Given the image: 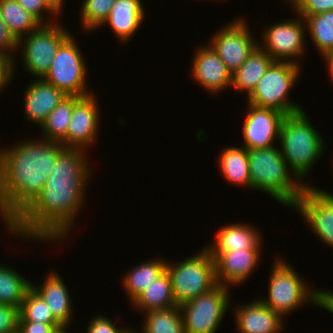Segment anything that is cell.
<instances>
[{
	"label": "cell",
	"instance_id": "6da1fadb",
	"mask_svg": "<svg viewBox=\"0 0 333 333\" xmlns=\"http://www.w3.org/2000/svg\"><path fill=\"white\" fill-rule=\"evenodd\" d=\"M85 152L81 148H64L59 153L40 194L7 227L8 233L24 241L30 238L45 243L69 237L84 207L91 177Z\"/></svg>",
	"mask_w": 333,
	"mask_h": 333
},
{
	"label": "cell",
	"instance_id": "7a4b0ae2",
	"mask_svg": "<svg viewBox=\"0 0 333 333\" xmlns=\"http://www.w3.org/2000/svg\"><path fill=\"white\" fill-rule=\"evenodd\" d=\"M16 144L0 148V216L5 228L40 194L65 148L60 142L43 138Z\"/></svg>",
	"mask_w": 333,
	"mask_h": 333
},
{
	"label": "cell",
	"instance_id": "3957f363",
	"mask_svg": "<svg viewBox=\"0 0 333 333\" xmlns=\"http://www.w3.org/2000/svg\"><path fill=\"white\" fill-rule=\"evenodd\" d=\"M251 189L269 194L279 205L292 208L305 189L291 172L280 147L248 150Z\"/></svg>",
	"mask_w": 333,
	"mask_h": 333
},
{
	"label": "cell",
	"instance_id": "277c9868",
	"mask_svg": "<svg viewBox=\"0 0 333 333\" xmlns=\"http://www.w3.org/2000/svg\"><path fill=\"white\" fill-rule=\"evenodd\" d=\"M305 110L286 115L280 129L279 146L291 172L305 186L317 160L325 150V140L312 126Z\"/></svg>",
	"mask_w": 333,
	"mask_h": 333
},
{
	"label": "cell",
	"instance_id": "5b68a950",
	"mask_svg": "<svg viewBox=\"0 0 333 333\" xmlns=\"http://www.w3.org/2000/svg\"><path fill=\"white\" fill-rule=\"evenodd\" d=\"M285 260L280 256L274 260L268 284V297H261L260 300L283 318L306 303L327 311L328 290L311 289L308 282Z\"/></svg>",
	"mask_w": 333,
	"mask_h": 333
},
{
	"label": "cell",
	"instance_id": "8992f818",
	"mask_svg": "<svg viewBox=\"0 0 333 333\" xmlns=\"http://www.w3.org/2000/svg\"><path fill=\"white\" fill-rule=\"evenodd\" d=\"M198 252L176 264L166 261V271L179 307L218 285L215 260L205 246Z\"/></svg>",
	"mask_w": 333,
	"mask_h": 333
},
{
	"label": "cell",
	"instance_id": "52a82bcc",
	"mask_svg": "<svg viewBox=\"0 0 333 333\" xmlns=\"http://www.w3.org/2000/svg\"><path fill=\"white\" fill-rule=\"evenodd\" d=\"M301 68L303 67L294 63L274 61L247 97V103L274 109L286 115L304 110L288 97L299 80V75H302Z\"/></svg>",
	"mask_w": 333,
	"mask_h": 333
},
{
	"label": "cell",
	"instance_id": "ba28073f",
	"mask_svg": "<svg viewBox=\"0 0 333 333\" xmlns=\"http://www.w3.org/2000/svg\"><path fill=\"white\" fill-rule=\"evenodd\" d=\"M61 23L42 24L18 40L22 66L34 79H42L52 63L59 46L71 35Z\"/></svg>",
	"mask_w": 333,
	"mask_h": 333
},
{
	"label": "cell",
	"instance_id": "9c48e42d",
	"mask_svg": "<svg viewBox=\"0 0 333 333\" xmlns=\"http://www.w3.org/2000/svg\"><path fill=\"white\" fill-rule=\"evenodd\" d=\"M73 35H70L58 48L44 81L62 90L66 95L87 96V66Z\"/></svg>",
	"mask_w": 333,
	"mask_h": 333
},
{
	"label": "cell",
	"instance_id": "30bf717a",
	"mask_svg": "<svg viewBox=\"0 0 333 333\" xmlns=\"http://www.w3.org/2000/svg\"><path fill=\"white\" fill-rule=\"evenodd\" d=\"M230 291L218 284L180 306L185 333H216L225 314L230 309Z\"/></svg>",
	"mask_w": 333,
	"mask_h": 333
},
{
	"label": "cell",
	"instance_id": "8fae6325",
	"mask_svg": "<svg viewBox=\"0 0 333 333\" xmlns=\"http://www.w3.org/2000/svg\"><path fill=\"white\" fill-rule=\"evenodd\" d=\"M296 19L269 25L262 33L263 42L258 44L274 61L300 65L306 52L305 19L296 14ZM293 59V60H292Z\"/></svg>",
	"mask_w": 333,
	"mask_h": 333
},
{
	"label": "cell",
	"instance_id": "7c38bea8",
	"mask_svg": "<svg viewBox=\"0 0 333 333\" xmlns=\"http://www.w3.org/2000/svg\"><path fill=\"white\" fill-rule=\"evenodd\" d=\"M250 29L248 21H245L244 17H238L216 31L207 43L232 73L246 61L259 44L251 35Z\"/></svg>",
	"mask_w": 333,
	"mask_h": 333
},
{
	"label": "cell",
	"instance_id": "4fadbf2b",
	"mask_svg": "<svg viewBox=\"0 0 333 333\" xmlns=\"http://www.w3.org/2000/svg\"><path fill=\"white\" fill-rule=\"evenodd\" d=\"M297 211L322 243L333 249V194L314 186H305L291 208Z\"/></svg>",
	"mask_w": 333,
	"mask_h": 333
},
{
	"label": "cell",
	"instance_id": "5bb4252c",
	"mask_svg": "<svg viewBox=\"0 0 333 333\" xmlns=\"http://www.w3.org/2000/svg\"><path fill=\"white\" fill-rule=\"evenodd\" d=\"M96 98L94 93L83 97L74 96V108L66 133V148L86 150L96 143L101 123Z\"/></svg>",
	"mask_w": 333,
	"mask_h": 333
},
{
	"label": "cell",
	"instance_id": "9a60e30c",
	"mask_svg": "<svg viewBox=\"0 0 333 333\" xmlns=\"http://www.w3.org/2000/svg\"><path fill=\"white\" fill-rule=\"evenodd\" d=\"M245 121L242 128V143L247 150L270 148L275 146V140L279 141L280 129L286 114L274 109L246 105Z\"/></svg>",
	"mask_w": 333,
	"mask_h": 333
},
{
	"label": "cell",
	"instance_id": "2e32d148",
	"mask_svg": "<svg viewBox=\"0 0 333 333\" xmlns=\"http://www.w3.org/2000/svg\"><path fill=\"white\" fill-rule=\"evenodd\" d=\"M191 64V78L211 94L222 92L232 85V72L208 44L199 46Z\"/></svg>",
	"mask_w": 333,
	"mask_h": 333
},
{
	"label": "cell",
	"instance_id": "e0dca14e",
	"mask_svg": "<svg viewBox=\"0 0 333 333\" xmlns=\"http://www.w3.org/2000/svg\"><path fill=\"white\" fill-rule=\"evenodd\" d=\"M215 260L216 280L226 287L244 284L261 260V249L210 253ZM235 284V285H234Z\"/></svg>",
	"mask_w": 333,
	"mask_h": 333
},
{
	"label": "cell",
	"instance_id": "ac0fdd59",
	"mask_svg": "<svg viewBox=\"0 0 333 333\" xmlns=\"http://www.w3.org/2000/svg\"><path fill=\"white\" fill-rule=\"evenodd\" d=\"M238 305L233 313L237 333H281L284 330L285 319L268 308L260 298L247 305Z\"/></svg>",
	"mask_w": 333,
	"mask_h": 333
},
{
	"label": "cell",
	"instance_id": "d6986e66",
	"mask_svg": "<svg viewBox=\"0 0 333 333\" xmlns=\"http://www.w3.org/2000/svg\"><path fill=\"white\" fill-rule=\"evenodd\" d=\"M24 90V114L26 121L39 127L47 116L67 95L43 79L30 81Z\"/></svg>",
	"mask_w": 333,
	"mask_h": 333
},
{
	"label": "cell",
	"instance_id": "ffe728a7",
	"mask_svg": "<svg viewBox=\"0 0 333 333\" xmlns=\"http://www.w3.org/2000/svg\"><path fill=\"white\" fill-rule=\"evenodd\" d=\"M44 282L38 286L31 283V287L45 300L52 312L54 319L62 326L69 327L73 321V303L69 289L64 283L62 277L54 271L47 274Z\"/></svg>",
	"mask_w": 333,
	"mask_h": 333
},
{
	"label": "cell",
	"instance_id": "44dd1931",
	"mask_svg": "<svg viewBox=\"0 0 333 333\" xmlns=\"http://www.w3.org/2000/svg\"><path fill=\"white\" fill-rule=\"evenodd\" d=\"M144 4L141 0H116L107 19L99 27L108 25L116 39L127 43L144 21ZM106 24V25H105Z\"/></svg>",
	"mask_w": 333,
	"mask_h": 333
},
{
	"label": "cell",
	"instance_id": "7402d4cb",
	"mask_svg": "<svg viewBox=\"0 0 333 333\" xmlns=\"http://www.w3.org/2000/svg\"><path fill=\"white\" fill-rule=\"evenodd\" d=\"M257 228L248 224H229L217 229L215 241L205 248L209 253H223L233 250L261 249L262 237Z\"/></svg>",
	"mask_w": 333,
	"mask_h": 333
},
{
	"label": "cell",
	"instance_id": "603a6c76",
	"mask_svg": "<svg viewBox=\"0 0 333 333\" xmlns=\"http://www.w3.org/2000/svg\"><path fill=\"white\" fill-rule=\"evenodd\" d=\"M273 62L270 55L257 45L246 61L232 73L231 87L245 92L248 97Z\"/></svg>",
	"mask_w": 333,
	"mask_h": 333
},
{
	"label": "cell",
	"instance_id": "cb8c5ba5",
	"mask_svg": "<svg viewBox=\"0 0 333 333\" xmlns=\"http://www.w3.org/2000/svg\"><path fill=\"white\" fill-rule=\"evenodd\" d=\"M218 168L230 184L251 189L248 150L244 146H227L219 152Z\"/></svg>",
	"mask_w": 333,
	"mask_h": 333
},
{
	"label": "cell",
	"instance_id": "d4e9b609",
	"mask_svg": "<svg viewBox=\"0 0 333 333\" xmlns=\"http://www.w3.org/2000/svg\"><path fill=\"white\" fill-rule=\"evenodd\" d=\"M141 314L152 310H164L177 306L172 290L171 279L165 270L138 297L130 303Z\"/></svg>",
	"mask_w": 333,
	"mask_h": 333
},
{
	"label": "cell",
	"instance_id": "484cf974",
	"mask_svg": "<svg viewBox=\"0 0 333 333\" xmlns=\"http://www.w3.org/2000/svg\"><path fill=\"white\" fill-rule=\"evenodd\" d=\"M165 270L166 261L163 258H153L125 272L121 281L129 302L132 303Z\"/></svg>",
	"mask_w": 333,
	"mask_h": 333
},
{
	"label": "cell",
	"instance_id": "4316f807",
	"mask_svg": "<svg viewBox=\"0 0 333 333\" xmlns=\"http://www.w3.org/2000/svg\"><path fill=\"white\" fill-rule=\"evenodd\" d=\"M74 108V95H67L40 126L42 138L60 142L66 148V133Z\"/></svg>",
	"mask_w": 333,
	"mask_h": 333
},
{
	"label": "cell",
	"instance_id": "83f0119b",
	"mask_svg": "<svg viewBox=\"0 0 333 333\" xmlns=\"http://www.w3.org/2000/svg\"><path fill=\"white\" fill-rule=\"evenodd\" d=\"M0 14L17 40L27 36L42 25L17 0H0Z\"/></svg>",
	"mask_w": 333,
	"mask_h": 333
},
{
	"label": "cell",
	"instance_id": "f1b7e54d",
	"mask_svg": "<svg viewBox=\"0 0 333 333\" xmlns=\"http://www.w3.org/2000/svg\"><path fill=\"white\" fill-rule=\"evenodd\" d=\"M5 264L0 265V304L20 308L32 281Z\"/></svg>",
	"mask_w": 333,
	"mask_h": 333
},
{
	"label": "cell",
	"instance_id": "f546056e",
	"mask_svg": "<svg viewBox=\"0 0 333 333\" xmlns=\"http://www.w3.org/2000/svg\"><path fill=\"white\" fill-rule=\"evenodd\" d=\"M141 333H185L182 312L179 306L164 310L147 311Z\"/></svg>",
	"mask_w": 333,
	"mask_h": 333
},
{
	"label": "cell",
	"instance_id": "4dcf8cb0",
	"mask_svg": "<svg viewBox=\"0 0 333 333\" xmlns=\"http://www.w3.org/2000/svg\"><path fill=\"white\" fill-rule=\"evenodd\" d=\"M300 16L305 19L307 34L322 57L333 47V11Z\"/></svg>",
	"mask_w": 333,
	"mask_h": 333
},
{
	"label": "cell",
	"instance_id": "1f68e13d",
	"mask_svg": "<svg viewBox=\"0 0 333 333\" xmlns=\"http://www.w3.org/2000/svg\"><path fill=\"white\" fill-rule=\"evenodd\" d=\"M19 322L59 324L45 300L31 287L19 308Z\"/></svg>",
	"mask_w": 333,
	"mask_h": 333
},
{
	"label": "cell",
	"instance_id": "d6a6232c",
	"mask_svg": "<svg viewBox=\"0 0 333 333\" xmlns=\"http://www.w3.org/2000/svg\"><path fill=\"white\" fill-rule=\"evenodd\" d=\"M116 0H85L80 11L81 31H95L107 19Z\"/></svg>",
	"mask_w": 333,
	"mask_h": 333
},
{
	"label": "cell",
	"instance_id": "836d02e7",
	"mask_svg": "<svg viewBox=\"0 0 333 333\" xmlns=\"http://www.w3.org/2000/svg\"><path fill=\"white\" fill-rule=\"evenodd\" d=\"M18 3L29 13L35 16L42 24H52L55 22H59L58 19L60 15L47 0H17ZM44 13H49L54 19L43 18L46 15ZM45 19L47 21H45ZM53 20V21H52ZM55 20V21H54Z\"/></svg>",
	"mask_w": 333,
	"mask_h": 333
},
{
	"label": "cell",
	"instance_id": "e575fe53",
	"mask_svg": "<svg viewBox=\"0 0 333 333\" xmlns=\"http://www.w3.org/2000/svg\"><path fill=\"white\" fill-rule=\"evenodd\" d=\"M292 8L298 15H316L333 11V0H298Z\"/></svg>",
	"mask_w": 333,
	"mask_h": 333
},
{
	"label": "cell",
	"instance_id": "d590c367",
	"mask_svg": "<svg viewBox=\"0 0 333 333\" xmlns=\"http://www.w3.org/2000/svg\"><path fill=\"white\" fill-rule=\"evenodd\" d=\"M19 308L0 304V333H18Z\"/></svg>",
	"mask_w": 333,
	"mask_h": 333
},
{
	"label": "cell",
	"instance_id": "8d00e7d4",
	"mask_svg": "<svg viewBox=\"0 0 333 333\" xmlns=\"http://www.w3.org/2000/svg\"><path fill=\"white\" fill-rule=\"evenodd\" d=\"M18 50V40L11 33L9 27L0 14V51L7 54L13 61L15 51Z\"/></svg>",
	"mask_w": 333,
	"mask_h": 333
},
{
	"label": "cell",
	"instance_id": "74e56055",
	"mask_svg": "<svg viewBox=\"0 0 333 333\" xmlns=\"http://www.w3.org/2000/svg\"><path fill=\"white\" fill-rule=\"evenodd\" d=\"M126 329L118 327L107 316L98 314L90 320L86 333H123Z\"/></svg>",
	"mask_w": 333,
	"mask_h": 333
},
{
	"label": "cell",
	"instance_id": "f35d334b",
	"mask_svg": "<svg viewBox=\"0 0 333 333\" xmlns=\"http://www.w3.org/2000/svg\"><path fill=\"white\" fill-rule=\"evenodd\" d=\"M15 65H17L15 61H13L7 54L0 51V93L5 91L4 88H7L12 81Z\"/></svg>",
	"mask_w": 333,
	"mask_h": 333
},
{
	"label": "cell",
	"instance_id": "ab89813d",
	"mask_svg": "<svg viewBox=\"0 0 333 333\" xmlns=\"http://www.w3.org/2000/svg\"><path fill=\"white\" fill-rule=\"evenodd\" d=\"M62 328L60 324H43L38 322H19L18 333H55Z\"/></svg>",
	"mask_w": 333,
	"mask_h": 333
},
{
	"label": "cell",
	"instance_id": "60d3db41",
	"mask_svg": "<svg viewBox=\"0 0 333 333\" xmlns=\"http://www.w3.org/2000/svg\"><path fill=\"white\" fill-rule=\"evenodd\" d=\"M323 59L328 66L329 75L333 82V47L323 55Z\"/></svg>",
	"mask_w": 333,
	"mask_h": 333
},
{
	"label": "cell",
	"instance_id": "b9f144b4",
	"mask_svg": "<svg viewBox=\"0 0 333 333\" xmlns=\"http://www.w3.org/2000/svg\"><path fill=\"white\" fill-rule=\"evenodd\" d=\"M49 3H50V5L61 15L62 13V10H64L63 9V5H65L64 4V2L66 1V0H47Z\"/></svg>",
	"mask_w": 333,
	"mask_h": 333
},
{
	"label": "cell",
	"instance_id": "7bdbcfd3",
	"mask_svg": "<svg viewBox=\"0 0 333 333\" xmlns=\"http://www.w3.org/2000/svg\"><path fill=\"white\" fill-rule=\"evenodd\" d=\"M327 311L333 314V292L328 290Z\"/></svg>",
	"mask_w": 333,
	"mask_h": 333
},
{
	"label": "cell",
	"instance_id": "ee69618b",
	"mask_svg": "<svg viewBox=\"0 0 333 333\" xmlns=\"http://www.w3.org/2000/svg\"><path fill=\"white\" fill-rule=\"evenodd\" d=\"M55 333H68V327H62V328L56 330Z\"/></svg>",
	"mask_w": 333,
	"mask_h": 333
},
{
	"label": "cell",
	"instance_id": "f6af8a7d",
	"mask_svg": "<svg viewBox=\"0 0 333 333\" xmlns=\"http://www.w3.org/2000/svg\"><path fill=\"white\" fill-rule=\"evenodd\" d=\"M283 1H285L286 2V0H283ZM298 0H287V3L289 4V2H290V6H293L296 2H297Z\"/></svg>",
	"mask_w": 333,
	"mask_h": 333
},
{
	"label": "cell",
	"instance_id": "bcb514c9",
	"mask_svg": "<svg viewBox=\"0 0 333 333\" xmlns=\"http://www.w3.org/2000/svg\"><path fill=\"white\" fill-rule=\"evenodd\" d=\"M132 330H134L133 328H127L123 333H138L137 331L136 332H134V331H132Z\"/></svg>",
	"mask_w": 333,
	"mask_h": 333
}]
</instances>
